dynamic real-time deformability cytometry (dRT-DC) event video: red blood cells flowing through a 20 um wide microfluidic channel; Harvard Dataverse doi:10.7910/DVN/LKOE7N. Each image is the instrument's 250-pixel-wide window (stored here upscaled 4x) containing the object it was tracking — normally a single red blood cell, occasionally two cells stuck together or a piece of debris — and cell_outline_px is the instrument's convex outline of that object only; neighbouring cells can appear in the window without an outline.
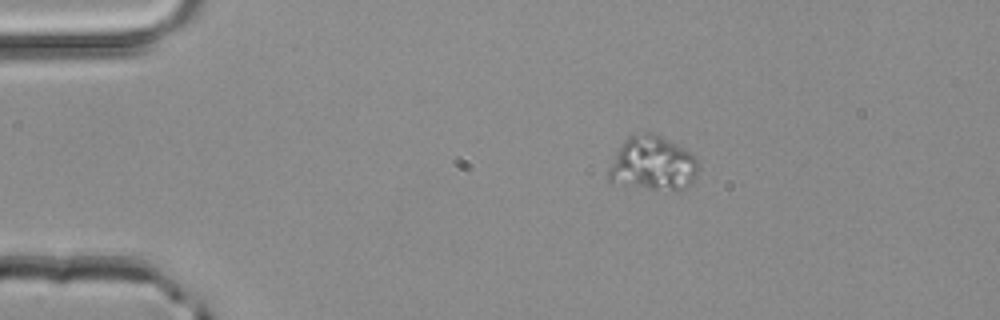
{"species": "common noctule bat (a hibernating species)", "species_latin": "Nyctalus noctula", "temperature_condition": "room temperature", "stored_images_in_passage": 3, "camera_frame_rate_fps": 3000, "um_per_image_px": 0.085, "animal": {"sex": "male", "body_mass_g": 20.4}, "frame": {"image": 1, "passage_image": 2, "time_ms": 0.333, "image_size_px": [1000, 320], "cell_outline_px": [[700, 168], [696, 176], [684, 188], [648, 188], [608, 180], [608, 172], [624, 140], [628, 136], [644, 132], [652, 132], [684, 148], [696, 156], [700, 164]], "centroid_in_image_um": [55.54, 13.86], "position_along_channel_um": 29.5, "area_um2": 27.51}}